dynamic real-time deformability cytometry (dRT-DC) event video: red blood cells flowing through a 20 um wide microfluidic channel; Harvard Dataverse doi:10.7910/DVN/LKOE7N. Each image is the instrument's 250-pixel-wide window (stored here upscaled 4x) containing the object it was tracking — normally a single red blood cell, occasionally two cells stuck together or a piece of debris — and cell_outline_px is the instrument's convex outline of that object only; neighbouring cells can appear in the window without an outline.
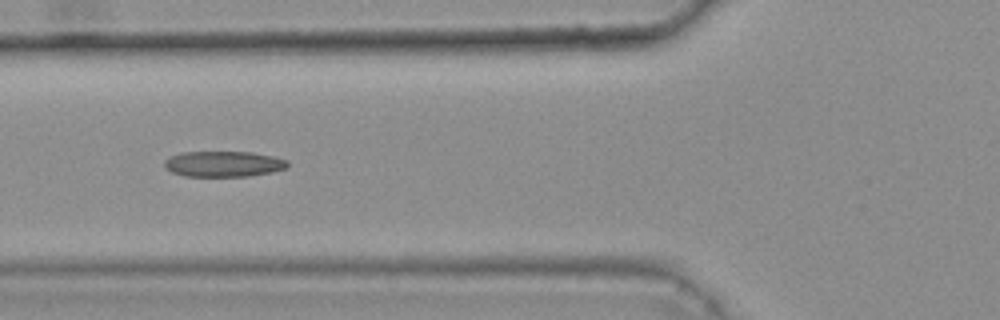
{"species": "common noctule bat (a hibernating species)", "species_latin": "Nyctalus noctula", "temperature_condition": "warm", "stored_images_in_passage": 46, "camera_frame_rate_fps": 3000, "um_per_image_px": 0.085, "animal": {"sex": "female", "body_mass_g": 25.1}, "frame": {"image": 1, "passage_image": 20, "time_ms": 6.333, "image_size_px": [1000, 320], "cell_outline_px": [[288, 168], [272, 172], [248, 176], [184, 176], [172, 172], [164, 168], [164, 160], [168, 156], [180, 152], [252, 152], [272, 156], [288, 160]], "centroid_in_image_um": [18.97, 13.93], "position_along_channel_um": 106.8, "area_um2": 18.61}, "authors_computed_cell_mechanics": {"area_um2": 18.6405, "velocity_mm_per_s": 3.8287, "shape_relaxation_time_tau1_ms": null, "shape_relaxation_time_tau2_ms": 2.6367, "deformation_change_tau1": null, "deformation_change_tau2": 0.1112}}